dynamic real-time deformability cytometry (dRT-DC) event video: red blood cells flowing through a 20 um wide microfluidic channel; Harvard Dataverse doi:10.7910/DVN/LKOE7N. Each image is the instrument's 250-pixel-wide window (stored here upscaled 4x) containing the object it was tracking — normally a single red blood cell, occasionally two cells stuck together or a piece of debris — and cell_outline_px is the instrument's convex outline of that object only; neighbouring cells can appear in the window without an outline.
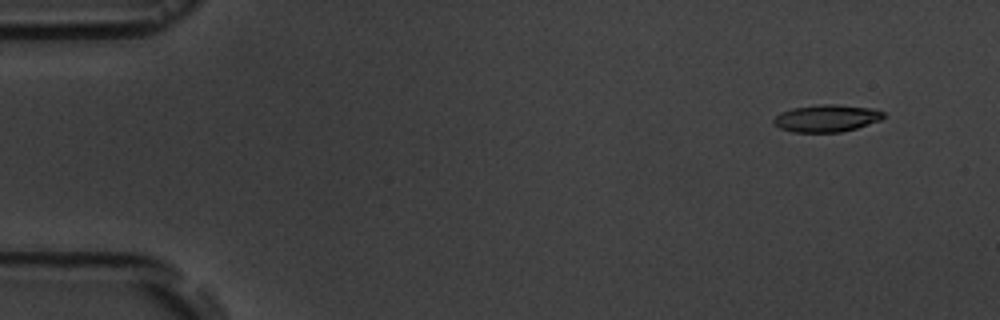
{"species": "common noctule bat (a hibernating species)", "species_latin": "Nyctalus noctula", "temperature_condition": "room temperature", "stored_images_in_passage": 17, "camera_frame_rate_fps": 3000, "um_per_image_px": 0.085, "animal": {"sex": "male", "body_mass_g": 19.5, "forearm_length_mm": 54.6}, "frame": {"image": 1, "passage_image": 2, "time_ms": 1.333, "image_size_px": [1000, 320], "cell_outline_px": [[884, 116], [880, 120], [856, 128], [840, 132], [792, 132], [780, 128], [772, 124], [772, 120], [780, 112], [792, 108], [820, 104], [836, 104], [872, 108], [884, 112]], "centroid_in_image_um": [70.22, 10.05], "position_along_channel_um": 14.8, "area_um2": 17.46}}
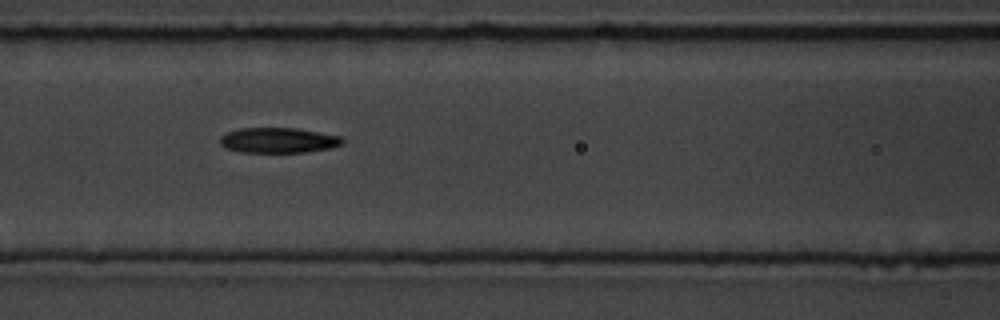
{"frame": {"image": 2, "passage_image": 8, "time_ms": 8.0, "image_size_px": [1000, 320], "cell_outline_px": [[344, 140], [340, 144], [332, 148], [304, 152], [240, 152], [228, 148], [220, 144], [220, 136], [228, 132], [240, 128], [296, 128], [340, 136]], "centroid_in_image_um": [23.65, 11.92], "position_along_channel_um": 143.0, "area_um2": 17.86}}
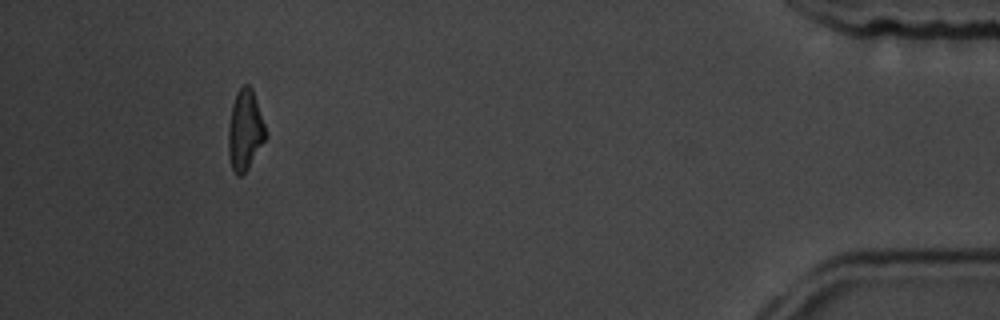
{"frame": {"image": 3, "passage_image": 16, "time_ms": 17.333, "image_size_px": [1000, 320], "cell_outline_px": [[264, 140], [248, 168], [240, 176], [236, 176], [232, 168], [228, 156], [228, 128], [232, 104], [236, 92], [244, 84], [248, 84], [252, 88], [264, 124]], "centroid_in_image_um": [20.78, 11.06], "position_along_channel_um": 414.4, "area_um2": 17.11}, "authors_computed_cell_mechanics": {"area_um2": 17.9758, "velocity_mm_per_s": 3.6186, "shape_relaxation_time_tau1_ms": 3.024, "shape_relaxation_time_tau2_ms": 5.8627, "deformation_change_tau1": 0.1294, "deformation_change_tau2": 0.1428}}